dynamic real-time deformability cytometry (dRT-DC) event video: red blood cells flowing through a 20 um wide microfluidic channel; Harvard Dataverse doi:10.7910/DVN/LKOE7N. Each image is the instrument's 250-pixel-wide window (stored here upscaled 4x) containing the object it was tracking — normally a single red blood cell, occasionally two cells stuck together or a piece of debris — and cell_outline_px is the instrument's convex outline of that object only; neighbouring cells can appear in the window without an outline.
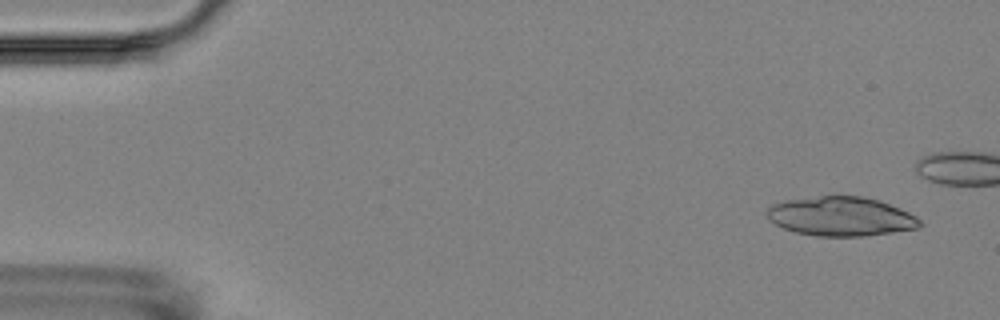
{"species": "Egyptian fruit bat (a non-hibernating species)", "species_latin": "Rousettus aegyptiacus", "temperature_condition": "room temperature", "stored_images_in_passage": 5, "camera_frame_rate_fps": 3000, "um_per_image_px": 0.085, "animal": {"sex": "female"}, "frame": {"image": 1, "passage_image": 1, "time_ms": 0.0, "image_size_px": [1000, 320], "cell_outline_px": [[920, 228], [892, 232], [860, 236], [816, 236], [796, 232], [784, 228], [768, 220], [768, 208], [772, 204], [784, 200], [820, 196], [864, 196], [880, 200], [900, 208], [916, 216], [920, 220]], "centroid_in_image_um": [71.48, 18.39], "position_along_channel_um": 13.5, "area_um2": 34.85}}